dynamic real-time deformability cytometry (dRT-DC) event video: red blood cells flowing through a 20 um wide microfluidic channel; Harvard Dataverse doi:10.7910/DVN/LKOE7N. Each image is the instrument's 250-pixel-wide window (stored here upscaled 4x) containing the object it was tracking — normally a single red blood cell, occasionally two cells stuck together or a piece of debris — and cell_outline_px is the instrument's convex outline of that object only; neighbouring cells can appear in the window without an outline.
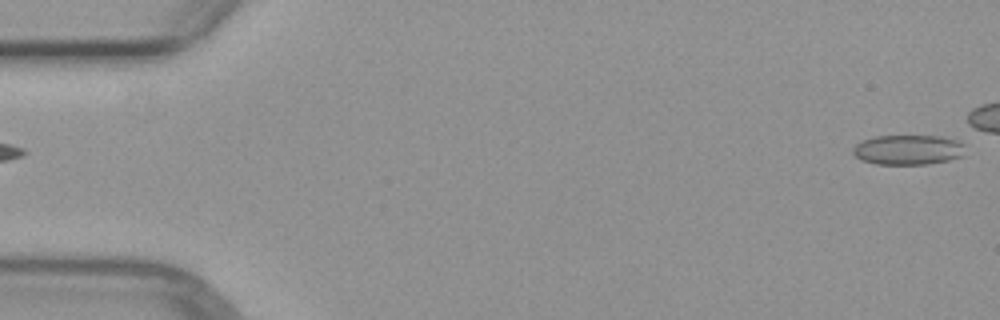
{"species": "common noctule bat (a hibernating species)", "species_latin": "Nyctalus noctula", "temperature_condition": "warm", "stored_images_in_passage": 2, "segment_of_instrument_passage": [2, 2], "camera_frame_rate_fps": 3000, "um_per_image_px": 0.085, "animal": {"sex": "female", "body_mass_g": 29.2, "forearm_length_mm": 56.3}, "frame": {"image": 1, "passage_image": 2, "time_ms": 1.333, "image_size_px": [1000, 320], "cell_outline_px": [[964, 156], [948, 160], [924, 164], [876, 164], [860, 160], [852, 152], [852, 148], [856, 144], [864, 140], [876, 136], [940, 136], [956, 140], [964, 144]], "centroid_in_image_um": [77.18, 12.73], "position_along_channel_um": 7.8, "area_um2": 19.54}}